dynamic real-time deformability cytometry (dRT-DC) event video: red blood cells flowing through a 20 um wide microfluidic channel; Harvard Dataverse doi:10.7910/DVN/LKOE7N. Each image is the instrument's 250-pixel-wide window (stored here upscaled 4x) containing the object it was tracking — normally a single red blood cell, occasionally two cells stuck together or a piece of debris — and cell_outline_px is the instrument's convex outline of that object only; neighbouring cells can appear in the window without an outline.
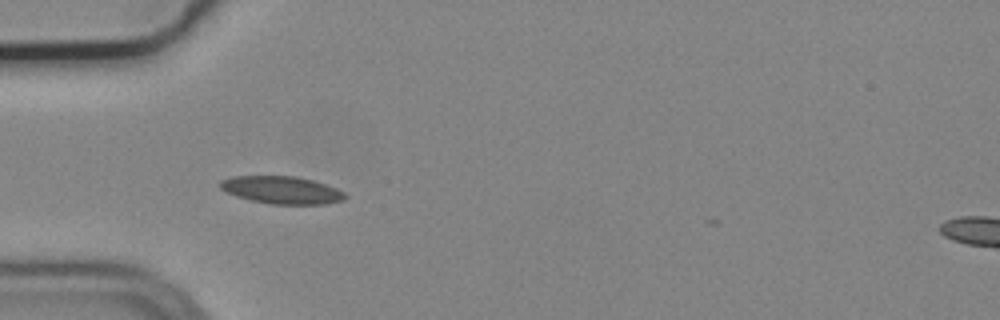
{"species": "common noctule bat (a hibernating species)", "species_latin": "Nyctalus noctula", "temperature_condition": "cold", "stored_images_in_passage": 7, "camera_frame_rate_fps": 3000, "um_per_image_px": 0.085, "animal": {"sex": "male", "body_mass_g": 19.2, "forearm_length_mm": 51.8}, "frame": {"image": 1, "passage_image": 4, "time_ms": 1.0, "image_size_px": [1000, 320], "cell_outline_px": [[348, 196], [344, 200], [324, 204], [272, 204], [252, 200], [236, 196], [224, 192], [220, 188], [220, 180], [232, 176], [296, 176], [312, 180], [336, 188], [344, 192]], "centroid_in_image_um": [23.93, 16.15], "position_along_channel_um": 61.1, "area_um2": 20.06}}
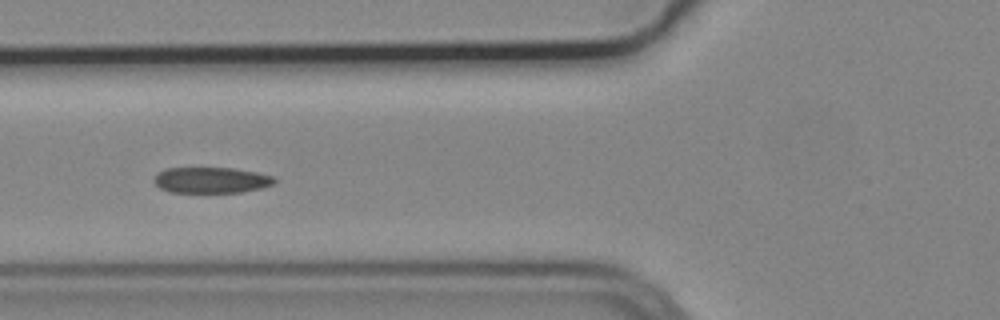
{"frame": {"image": 2, "passage_image": 5, "time_ms": 1.333, "image_size_px": [1000, 320], "cell_outline_px": [[276, 184], [260, 188], [240, 192], [168, 192], [160, 188], [152, 180], [164, 168], [232, 168], [256, 172], [276, 176]], "centroid_in_image_um": [17.98, 15.31], "position_along_channel_um": 107.8, "area_um2": 18.21}}
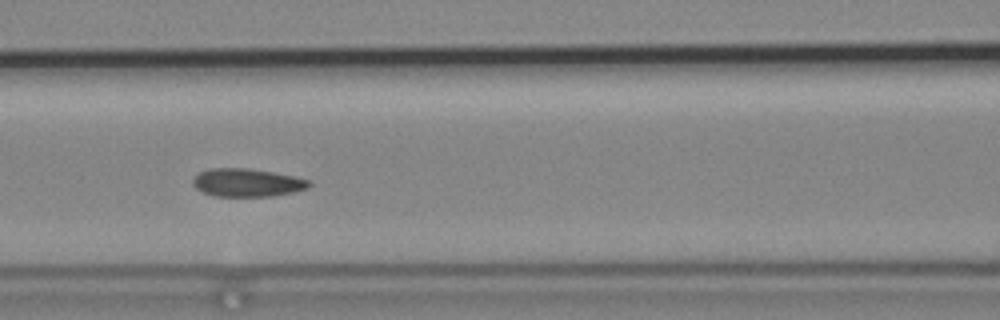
{"frame": {"image": 3, "passage_image": 6, "time_ms": 1.667, "image_size_px": [1000, 320], "cell_outline_px": [[312, 184], [308, 188], [292, 192], [272, 196], [216, 196], [204, 192], [196, 188], [192, 184], [192, 180], [200, 172], [208, 168], [248, 168], [296, 176], [312, 180]], "centroid_in_image_um": [21.04, 15.51], "position_along_channel_um": 145.6, "area_um2": 19.07}}